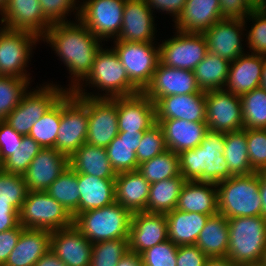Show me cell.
<instances>
[{"label": "cell", "instance_id": "6da1fadb", "mask_svg": "<svg viewBox=\"0 0 266 266\" xmlns=\"http://www.w3.org/2000/svg\"><path fill=\"white\" fill-rule=\"evenodd\" d=\"M76 23H54L41 37V40L54 48L71 73L72 83L69 88H65L67 91H73L77 86L84 84V79L91 72L95 56L103 46L100 45L102 41L80 20Z\"/></svg>", "mask_w": 266, "mask_h": 266}, {"label": "cell", "instance_id": "7a4b0ae2", "mask_svg": "<svg viewBox=\"0 0 266 266\" xmlns=\"http://www.w3.org/2000/svg\"><path fill=\"white\" fill-rule=\"evenodd\" d=\"M225 132L208 129L201 144L178 154L181 175L187 181L219 183L233 176L223 154Z\"/></svg>", "mask_w": 266, "mask_h": 266}, {"label": "cell", "instance_id": "3957f363", "mask_svg": "<svg viewBox=\"0 0 266 266\" xmlns=\"http://www.w3.org/2000/svg\"><path fill=\"white\" fill-rule=\"evenodd\" d=\"M89 85L104 91L101 94L85 92L81 86H77L72 92L75 95L93 98H116L130 96L141 92L130 80L126 69L122 65L119 56L114 49H101L97 52L91 72L84 79ZM88 81V82H87ZM84 91V92H83Z\"/></svg>", "mask_w": 266, "mask_h": 266}, {"label": "cell", "instance_id": "277c9868", "mask_svg": "<svg viewBox=\"0 0 266 266\" xmlns=\"http://www.w3.org/2000/svg\"><path fill=\"white\" fill-rule=\"evenodd\" d=\"M260 175H233L216 184L218 212L227 219L262 215Z\"/></svg>", "mask_w": 266, "mask_h": 266}, {"label": "cell", "instance_id": "5b68a950", "mask_svg": "<svg viewBox=\"0 0 266 266\" xmlns=\"http://www.w3.org/2000/svg\"><path fill=\"white\" fill-rule=\"evenodd\" d=\"M227 258L237 265L262 261L266 248V218L261 216L228 219Z\"/></svg>", "mask_w": 266, "mask_h": 266}, {"label": "cell", "instance_id": "8992f818", "mask_svg": "<svg viewBox=\"0 0 266 266\" xmlns=\"http://www.w3.org/2000/svg\"><path fill=\"white\" fill-rule=\"evenodd\" d=\"M132 212L120 203L87 210L73 218V225L92 243L129 238Z\"/></svg>", "mask_w": 266, "mask_h": 266}, {"label": "cell", "instance_id": "52a82bcc", "mask_svg": "<svg viewBox=\"0 0 266 266\" xmlns=\"http://www.w3.org/2000/svg\"><path fill=\"white\" fill-rule=\"evenodd\" d=\"M18 214L25 229L52 232L73 225V216L45 191H28Z\"/></svg>", "mask_w": 266, "mask_h": 266}, {"label": "cell", "instance_id": "ba28073f", "mask_svg": "<svg viewBox=\"0 0 266 266\" xmlns=\"http://www.w3.org/2000/svg\"><path fill=\"white\" fill-rule=\"evenodd\" d=\"M88 107L72 92L61 96V121L56 137V150L70 156L87 139Z\"/></svg>", "mask_w": 266, "mask_h": 266}, {"label": "cell", "instance_id": "9c48e42d", "mask_svg": "<svg viewBox=\"0 0 266 266\" xmlns=\"http://www.w3.org/2000/svg\"><path fill=\"white\" fill-rule=\"evenodd\" d=\"M155 42L114 41L116 54L126 69L129 80L143 92L150 84L160 62V49Z\"/></svg>", "mask_w": 266, "mask_h": 266}, {"label": "cell", "instance_id": "30bf717a", "mask_svg": "<svg viewBox=\"0 0 266 266\" xmlns=\"http://www.w3.org/2000/svg\"><path fill=\"white\" fill-rule=\"evenodd\" d=\"M38 89L27 91L20 104L4 119L17 133L26 136L33 125L67 91L55 84H46Z\"/></svg>", "mask_w": 266, "mask_h": 266}, {"label": "cell", "instance_id": "8fae6325", "mask_svg": "<svg viewBox=\"0 0 266 266\" xmlns=\"http://www.w3.org/2000/svg\"><path fill=\"white\" fill-rule=\"evenodd\" d=\"M41 38L29 31L0 27V75L31 80L26 67L32 46Z\"/></svg>", "mask_w": 266, "mask_h": 266}, {"label": "cell", "instance_id": "7c38bea8", "mask_svg": "<svg viewBox=\"0 0 266 266\" xmlns=\"http://www.w3.org/2000/svg\"><path fill=\"white\" fill-rule=\"evenodd\" d=\"M126 0H83L79 20L89 31L105 41L117 39L122 26Z\"/></svg>", "mask_w": 266, "mask_h": 266}, {"label": "cell", "instance_id": "4fadbf2b", "mask_svg": "<svg viewBox=\"0 0 266 266\" xmlns=\"http://www.w3.org/2000/svg\"><path fill=\"white\" fill-rule=\"evenodd\" d=\"M88 107L86 143L106 148L118 135L116 98H93L76 95Z\"/></svg>", "mask_w": 266, "mask_h": 266}, {"label": "cell", "instance_id": "5bb4252c", "mask_svg": "<svg viewBox=\"0 0 266 266\" xmlns=\"http://www.w3.org/2000/svg\"><path fill=\"white\" fill-rule=\"evenodd\" d=\"M176 31L177 35L159 44L160 62L171 68L193 71L208 52L206 38L203 33Z\"/></svg>", "mask_w": 266, "mask_h": 266}, {"label": "cell", "instance_id": "9a60e30c", "mask_svg": "<svg viewBox=\"0 0 266 266\" xmlns=\"http://www.w3.org/2000/svg\"><path fill=\"white\" fill-rule=\"evenodd\" d=\"M205 101L208 129L225 133L243 129L241 96L224 89L209 90Z\"/></svg>", "mask_w": 266, "mask_h": 266}, {"label": "cell", "instance_id": "2e32d148", "mask_svg": "<svg viewBox=\"0 0 266 266\" xmlns=\"http://www.w3.org/2000/svg\"><path fill=\"white\" fill-rule=\"evenodd\" d=\"M200 91L192 70L171 68L159 62L150 84L143 93L156 103L162 97Z\"/></svg>", "mask_w": 266, "mask_h": 266}, {"label": "cell", "instance_id": "e0dca14e", "mask_svg": "<svg viewBox=\"0 0 266 266\" xmlns=\"http://www.w3.org/2000/svg\"><path fill=\"white\" fill-rule=\"evenodd\" d=\"M118 131L144 132L156 124L155 103L143 92L117 97Z\"/></svg>", "mask_w": 266, "mask_h": 266}, {"label": "cell", "instance_id": "ac0fdd59", "mask_svg": "<svg viewBox=\"0 0 266 266\" xmlns=\"http://www.w3.org/2000/svg\"><path fill=\"white\" fill-rule=\"evenodd\" d=\"M246 22L241 19L223 18L214 23L203 35L207 41L208 51L226 59L234 61L244 52L241 36Z\"/></svg>", "mask_w": 266, "mask_h": 266}, {"label": "cell", "instance_id": "d6986e66", "mask_svg": "<svg viewBox=\"0 0 266 266\" xmlns=\"http://www.w3.org/2000/svg\"><path fill=\"white\" fill-rule=\"evenodd\" d=\"M68 166L69 157L55 148H42L23 174L28 191H46Z\"/></svg>", "mask_w": 266, "mask_h": 266}, {"label": "cell", "instance_id": "ffe728a7", "mask_svg": "<svg viewBox=\"0 0 266 266\" xmlns=\"http://www.w3.org/2000/svg\"><path fill=\"white\" fill-rule=\"evenodd\" d=\"M0 15L3 27L29 31L40 38L52 25L45 18L39 0H9Z\"/></svg>", "mask_w": 266, "mask_h": 266}, {"label": "cell", "instance_id": "44dd1931", "mask_svg": "<svg viewBox=\"0 0 266 266\" xmlns=\"http://www.w3.org/2000/svg\"><path fill=\"white\" fill-rule=\"evenodd\" d=\"M168 240L165 214L135 212L129 231V250L141 255L147 249Z\"/></svg>", "mask_w": 266, "mask_h": 266}, {"label": "cell", "instance_id": "7402d4cb", "mask_svg": "<svg viewBox=\"0 0 266 266\" xmlns=\"http://www.w3.org/2000/svg\"><path fill=\"white\" fill-rule=\"evenodd\" d=\"M146 0H126L121 31L114 41L153 42L155 23Z\"/></svg>", "mask_w": 266, "mask_h": 266}, {"label": "cell", "instance_id": "603a6c76", "mask_svg": "<svg viewBox=\"0 0 266 266\" xmlns=\"http://www.w3.org/2000/svg\"><path fill=\"white\" fill-rule=\"evenodd\" d=\"M92 243L74 226L51 232V251L67 266H90Z\"/></svg>", "mask_w": 266, "mask_h": 266}, {"label": "cell", "instance_id": "cb8c5ba5", "mask_svg": "<svg viewBox=\"0 0 266 266\" xmlns=\"http://www.w3.org/2000/svg\"><path fill=\"white\" fill-rule=\"evenodd\" d=\"M156 120L182 119L188 122H206L205 91L172 95L155 103Z\"/></svg>", "mask_w": 266, "mask_h": 266}, {"label": "cell", "instance_id": "d4e9b609", "mask_svg": "<svg viewBox=\"0 0 266 266\" xmlns=\"http://www.w3.org/2000/svg\"><path fill=\"white\" fill-rule=\"evenodd\" d=\"M265 55L246 54L238 56L230 63L224 90L237 96L258 88L261 81Z\"/></svg>", "mask_w": 266, "mask_h": 266}, {"label": "cell", "instance_id": "484cf974", "mask_svg": "<svg viewBox=\"0 0 266 266\" xmlns=\"http://www.w3.org/2000/svg\"><path fill=\"white\" fill-rule=\"evenodd\" d=\"M162 127L168 150L179 154L201 144L208 130L206 122H188L182 119L156 120Z\"/></svg>", "mask_w": 266, "mask_h": 266}, {"label": "cell", "instance_id": "4316f807", "mask_svg": "<svg viewBox=\"0 0 266 266\" xmlns=\"http://www.w3.org/2000/svg\"><path fill=\"white\" fill-rule=\"evenodd\" d=\"M221 19L219 0H187L174 27L181 32L204 33Z\"/></svg>", "mask_w": 266, "mask_h": 266}, {"label": "cell", "instance_id": "83f0119b", "mask_svg": "<svg viewBox=\"0 0 266 266\" xmlns=\"http://www.w3.org/2000/svg\"><path fill=\"white\" fill-rule=\"evenodd\" d=\"M50 247L51 231L24 229L3 266H34Z\"/></svg>", "mask_w": 266, "mask_h": 266}, {"label": "cell", "instance_id": "f1b7e54d", "mask_svg": "<svg viewBox=\"0 0 266 266\" xmlns=\"http://www.w3.org/2000/svg\"><path fill=\"white\" fill-rule=\"evenodd\" d=\"M150 183L138 172L128 171L116 174L115 202L135 212H146Z\"/></svg>", "mask_w": 266, "mask_h": 266}, {"label": "cell", "instance_id": "f546056e", "mask_svg": "<svg viewBox=\"0 0 266 266\" xmlns=\"http://www.w3.org/2000/svg\"><path fill=\"white\" fill-rule=\"evenodd\" d=\"M176 209L210 216L218 213L216 184L186 181L178 197Z\"/></svg>", "mask_w": 266, "mask_h": 266}, {"label": "cell", "instance_id": "4dcf8cb0", "mask_svg": "<svg viewBox=\"0 0 266 266\" xmlns=\"http://www.w3.org/2000/svg\"><path fill=\"white\" fill-rule=\"evenodd\" d=\"M168 239L175 245H195L210 215L173 209L165 214Z\"/></svg>", "mask_w": 266, "mask_h": 266}, {"label": "cell", "instance_id": "1f68e13d", "mask_svg": "<svg viewBox=\"0 0 266 266\" xmlns=\"http://www.w3.org/2000/svg\"><path fill=\"white\" fill-rule=\"evenodd\" d=\"M79 213L109 206L115 202V179H101L78 173Z\"/></svg>", "mask_w": 266, "mask_h": 266}, {"label": "cell", "instance_id": "d6a6232c", "mask_svg": "<svg viewBox=\"0 0 266 266\" xmlns=\"http://www.w3.org/2000/svg\"><path fill=\"white\" fill-rule=\"evenodd\" d=\"M69 166L76 173L96 176L101 179H115L116 172L110 164L106 148L84 143L69 158Z\"/></svg>", "mask_w": 266, "mask_h": 266}, {"label": "cell", "instance_id": "836d02e7", "mask_svg": "<svg viewBox=\"0 0 266 266\" xmlns=\"http://www.w3.org/2000/svg\"><path fill=\"white\" fill-rule=\"evenodd\" d=\"M144 132H119L106 147L111 167L117 173L137 171L136 151Z\"/></svg>", "mask_w": 266, "mask_h": 266}, {"label": "cell", "instance_id": "e575fe53", "mask_svg": "<svg viewBox=\"0 0 266 266\" xmlns=\"http://www.w3.org/2000/svg\"><path fill=\"white\" fill-rule=\"evenodd\" d=\"M195 245L209 258L227 257L229 245L228 219L219 212L209 216Z\"/></svg>", "mask_w": 266, "mask_h": 266}, {"label": "cell", "instance_id": "d590c367", "mask_svg": "<svg viewBox=\"0 0 266 266\" xmlns=\"http://www.w3.org/2000/svg\"><path fill=\"white\" fill-rule=\"evenodd\" d=\"M186 179L178 176L150 184L146 212L167 214L176 208Z\"/></svg>", "mask_w": 266, "mask_h": 266}, {"label": "cell", "instance_id": "8d00e7d4", "mask_svg": "<svg viewBox=\"0 0 266 266\" xmlns=\"http://www.w3.org/2000/svg\"><path fill=\"white\" fill-rule=\"evenodd\" d=\"M230 63L208 51L205 58L193 70L199 88L202 91L224 89Z\"/></svg>", "mask_w": 266, "mask_h": 266}, {"label": "cell", "instance_id": "74e56055", "mask_svg": "<svg viewBox=\"0 0 266 266\" xmlns=\"http://www.w3.org/2000/svg\"><path fill=\"white\" fill-rule=\"evenodd\" d=\"M223 154L233 175H248L255 171L248 157L246 129L225 133Z\"/></svg>", "mask_w": 266, "mask_h": 266}, {"label": "cell", "instance_id": "f35d334b", "mask_svg": "<svg viewBox=\"0 0 266 266\" xmlns=\"http://www.w3.org/2000/svg\"><path fill=\"white\" fill-rule=\"evenodd\" d=\"M60 203L73 218L79 213L78 173L70 166L45 191Z\"/></svg>", "mask_w": 266, "mask_h": 266}, {"label": "cell", "instance_id": "ab89813d", "mask_svg": "<svg viewBox=\"0 0 266 266\" xmlns=\"http://www.w3.org/2000/svg\"><path fill=\"white\" fill-rule=\"evenodd\" d=\"M150 184L180 175L176 152L166 150L160 155L139 164L137 170Z\"/></svg>", "mask_w": 266, "mask_h": 266}, {"label": "cell", "instance_id": "60d3db41", "mask_svg": "<svg viewBox=\"0 0 266 266\" xmlns=\"http://www.w3.org/2000/svg\"><path fill=\"white\" fill-rule=\"evenodd\" d=\"M61 121V97L33 125L28 136L32 137L42 148H55L56 137Z\"/></svg>", "mask_w": 266, "mask_h": 266}, {"label": "cell", "instance_id": "b9f144b4", "mask_svg": "<svg viewBox=\"0 0 266 266\" xmlns=\"http://www.w3.org/2000/svg\"><path fill=\"white\" fill-rule=\"evenodd\" d=\"M243 129H266V90L261 87L241 96Z\"/></svg>", "mask_w": 266, "mask_h": 266}, {"label": "cell", "instance_id": "7bdbcfd3", "mask_svg": "<svg viewBox=\"0 0 266 266\" xmlns=\"http://www.w3.org/2000/svg\"><path fill=\"white\" fill-rule=\"evenodd\" d=\"M29 84L28 79L0 75V120H4L20 104Z\"/></svg>", "mask_w": 266, "mask_h": 266}, {"label": "cell", "instance_id": "ee69618b", "mask_svg": "<svg viewBox=\"0 0 266 266\" xmlns=\"http://www.w3.org/2000/svg\"><path fill=\"white\" fill-rule=\"evenodd\" d=\"M127 251H129V238L94 243L90 266H117Z\"/></svg>", "mask_w": 266, "mask_h": 266}, {"label": "cell", "instance_id": "f6af8a7d", "mask_svg": "<svg viewBox=\"0 0 266 266\" xmlns=\"http://www.w3.org/2000/svg\"><path fill=\"white\" fill-rule=\"evenodd\" d=\"M42 147L30 136L22 138L20 149L1 163V170L7 173L23 175L33 158L40 152Z\"/></svg>", "mask_w": 266, "mask_h": 266}, {"label": "cell", "instance_id": "bcb514c9", "mask_svg": "<svg viewBox=\"0 0 266 266\" xmlns=\"http://www.w3.org/2000/svg\"><path fill=\"white\" fill-rule=\"evenodd\" d=\"M28 193L23 175L0 169V201L9 204L19 213Z\"/></svg>", "mask_w": 266, "mask_h": 266}, {"label": "cell", "instance_id": "7dc6e473", "mask_svg": "<svg viewBox=\"0 0 266 266\" xmlns=\"http://www.w3.org/2000/svg\"><path fill=\"white\" fill-rule=\"evenodd\" d=\"M167 150L162 127L156 123L144 131L141 142L136 151L138 165L162 154Z\"/></svg>", "mask_w": 266, "mask_h": 266}, {"label": "cell", "instance_id": "c3c4849f", "mask_svg": "<svg viewBox=\"0 0 266 266\" xmlns=\"http://www.w3.org/2000/svg\"><path fill=\"white\" fill-rule=\"evenodd\" d=\"M252 20L251 30L248 31L247 46L253 54L266 56V9H253L250 14L245 18Z\"/></svg>", "mask_w": 266, "mask_h": 266}, {"label": "cell", "instance_id": "681fc988", "mask_svg": "<svg viewBox=\"0 0 266 266\" xmlns=\"http://www.w3.org/2000/svg\"><path fill=\"white\" fill-rule=\"evenodd\" d=\"M178 246L169 239L141 254L143 266H176Z\"/></svg>", "mask_w": 266, "mask_h": 266}, {"label": "cell", "instance_id": "f907efd6", "mask_svg": "<svg viewBox=\"0 0 266 266\" xmlns=\"http://www.w3.org/2000/svg\"><path fill=\"white\" fill-rule=\"evenodd\" d=\"M246 138L251 168L259 172L266 167V129H246Z\"/></svg>", "mask_w": 266, "mask_h": 266}, {"label": "cell", "instance_id": "816d5d0a", "mask_svg": "<svg viewBox=\"0 0 266 266\" xmlns=\"http://www.w3.org/2000/svg\"><path fill=\"white\" fill-rule=\"evenodd\" d=\"M76 2L77 0H39L45 18L51 24L71 22L65 18H67L66 15L72 11L76 12V20H79L80 5L76 7V5H78Z\"/></svg>", "mask_w": 266, "mask_h": 266}, {"label": "cell", "instance_id": "f5cc1de1", "mask_svg": "<svg viewBox=\"0 0 266 266\" xmlns=\"http://www.w3.org/2000/svg\"><path fill=\"white\" fill-rule=\"evenodd\" d=\"M23 135L17 133L4 120H0V162L20 149Z\"/></svg>", "mask_w": 266, "mask_h": 266}, {"label": "cell", "instance_id": "db71d44e", "mask_svg": "<svg viewBox=\"0 0 266 266\" xmlns=\"http://www.w3.org/2000/svg\"><path fill=\"white\" fill-rule=\"evenodd\" d=\"M209 257L196 245H180L176 266H205Z\"/></svg>", "mask_w": 266, "mask_h": 266}, {"label": "cell", "instance_id": "11a10c76", "mask_svg": "<svg viewBox=\"0 0 266 266\" xmlns=\"http://www.w3.org/2000/svg\"><path fill=\"white\" fill-rule=\"evenodd\" d=\"M222 18L241 19L245 18L253 10L245 0H219Z\"/></svg>", "mask_w": 266, "mask_h": 266}, {"label": "cell", "instance_id": "9f6ffc18", "mask_svg": "<svg viewBox=\"0 0 266 266\" xmlns=\"http://www.w3.org/2000/svg\"><path fill=\"white\" fill-rule=\"evenodd\" d=\"M25 228L19 224L16 228L0 232V266H3L8 259L11 251Z\"/></svg>", "mask_w": 266, "mask_h": 266}, {"label": "cell", "instance_id": "6f0895ef", "mask_svg": "<svg viewBox=\"0 0 266 266\" xmlns=\"http://www.w3.org/2000/svg\"><path fill=\"white\" fill-rule=\"evenodd\" d=\"M187 0H146L148 7L154 11L162 10V12L166 11L167 14L173 15L174 22L178 19L181 15L184 5L186 4Z\"/></svg>", "mask_w": 266, "mask_h": 266}, {"label": "cell", "instance_id": "680465c9", "mask_svg": "<svg viewBox=\"0 0 266 266\" xmlns=\"http://www.w3.org/2000/svg\"><path fill=\"white\" fill-rule=\"evenodd\" d=\"M19 225V214L9 204L0 201V232L16 228Z\"/></svg>", "mask_w": 266, "mask_h": 266}, {"label": "cell", "instance_id": "91938a15", "mask_svg": "<svg viewBox=\"0 0 266 266\" xmlns=\"http://www.w3.org/2000/svg\"><path fill=\"white\" fill-rule=\"evenodd\" d=\"M117 266H143L141 255L133 251H127L119 260Z\"/></svg>", "mask_w": 266, "mask_h": 266}, {"label": "cell", "instance_id": "94428289", "mask_svg": "<svg viewBox=\"0 0 266 266\" xmlns=\"http://www.w3.org/2000/svg\"><path fill=\"white\" fill-rule=\"evenodd\" d=\"M34 266H67L63 261H61L51 249L45 253Z\"/></svg>", "mask_w": 266, "mask_h": 266}, {"label": "cell", "instance_id": "6125c7cd", "mask_svg": "<svg viewBox=\"0 0 266 266\" xmlns=\"http://www.w3.org/2000/svg\"><path fill=\"white\" fill-rule=\"evenodd\" d=\"M205 266H241L235 264L233 261L228 259L227 257H214V258H208Z\"/></svg>", "mask_w": 266, "mask_h": 266}, {"label": "cell", "instance_id": "be15d7a7", "mask_svg": "<svg viewBox=\"0 0 266 266\" xmlns=\"http://www.w3.org/2000/svg\"><path fill=\"white\" fill-rule=\"evenodd\" d=\"M260 198L262 201V216L266 218V181L260 177Z\"/></svg>", "mask_w": 266, "mask_h": 266}, {"label": "cell", "instance_id": "e7e4bbea", "mask_svg": "<svg viewBox=\"0 0 266 266\" xmlns=\"http://www.w3.org/2000/svg\"><path fill=\"white\" fill-rule=\"evenodd\" d=\"M252 9H266V0H245Z\"/></svg>", "mask_w": 266, "mask_h": 266}, {"label": "cell", "instance_id": "03108f58", "mask_svg": "<svg viewBox=\"0 0 266 266\" xmlns=\"http://www.w3.org/2000/svg\"><path fill=\"white\" fill-rule=\"evenodd\" d=\"M259 87L266 90V57L264 58V64L262 67V75Z\"/></svg>", "mask_w": 266, "mask_h": 266}, {"label": "cell", "instance_id": "003e7915", "mask_svg": "<svg viewBox=\"0 0 266 266\" xmlns=\"http://www.w3.org/2000/svg\"><path fill=\"white\" fill-rule=\"evenodd\" d=\"M260 177L266 181V167H263L259 172Z\"/></svg>", "mask_w": 266, "mask_h": 266}, {"label": "cell", "instance_id": "a7ac6f4b", "mask_svg": "<svg viewBox=\"0 0 266 266\" xmlns=\"http://www.w3.org/2000/svg\"><path fill=\"white\" fill-rule=\"evenodd\" d=\"M9 0H0V13L3 11V9L7 6Z\"/></svg>", "mask_w": 266, "mask_h": 266}, {"label": "cell", "instance_id": "89a4df30", "mask_svg": "<svg viewBox=\"0 0 266 266\" xmlns=\"http://www.w3.org/2000/svg\"><path fill=\"white\" fill-rule=\"evenodd\" d=\"M261 262L266 266V248L264 250V254H263V258Z\"/></svg>", "mask_w": 266, "mask_h": 266}, {"label": "cell", "instance_id": "2644e50d", "mask_svg": "<svg viewBox=\"0 0 266 266\" xmlns=\"http://www.w3.org/2000/svg\"><path fill=\"white\" fill-rule=\"evenodd\" d=\"M244 266H265L262 262L259 263H253V264H249V265H244Z\"/></svg>", "mask_w": 266, "mask_h": 266}]
</instances>
